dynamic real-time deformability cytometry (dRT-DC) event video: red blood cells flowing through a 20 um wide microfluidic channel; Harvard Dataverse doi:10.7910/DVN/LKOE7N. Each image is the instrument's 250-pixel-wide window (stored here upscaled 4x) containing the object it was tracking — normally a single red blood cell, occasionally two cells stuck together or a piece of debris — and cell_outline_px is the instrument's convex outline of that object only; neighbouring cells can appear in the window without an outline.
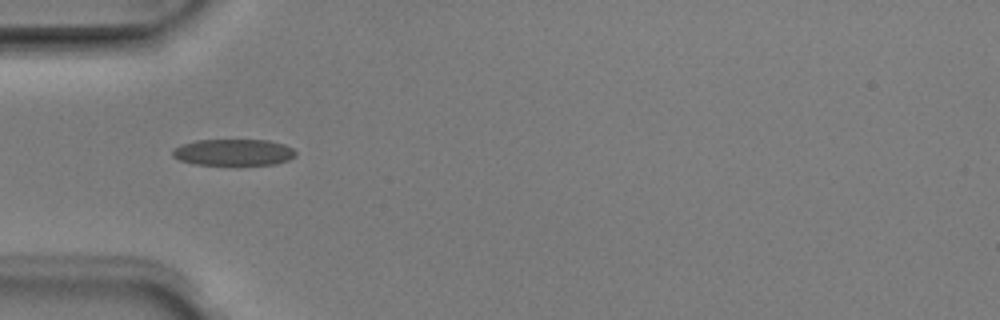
{"species": "Egyptian fruit bat (a non-hibernating species)", "species_latin": "Rousettus aegyptiacus", "temperature_condition": "room temperature", "stored_images_in_passage": 5, "camera_frame_rate_fps": 3000, "um_per_image_px": 0.085, "animal": {"sex": "male"}, "frame": {"image": 1, "passage_image": 4, "time_ms": 1.0, "image_size_px": [1000, 320], "cell_outline_px": [[296, 156], [288, 160], [272, 164], [196, 164], [180, 160], [172, 156], [172, 148], [180, 144], [196, 140], [268, 140], [284, 144], [292, 148], [296, 152]], "centroid_in_image_um": [19.82, 12.93], "position_along_channel_um": 65.2, "area_um2": 18.9}}
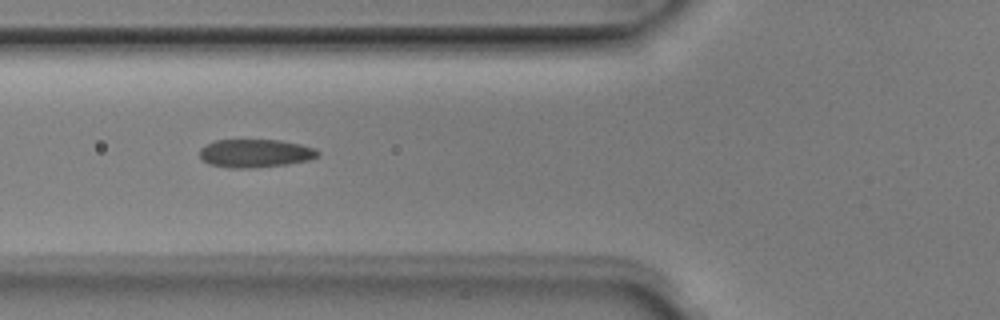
{"frame": {"image": 2, "passage_image": 5, "time_ms": 1.333, "image_size_px": [1000, 320], "cell_outline_px": [[320, 156], [308, 160], [288, 164], [252, 168], [228, 168], [208, 164], [200, 156], [200, 148], [204, 144], [216, 140], [280, 140], [300, 144], [316, 148], [320, 152]], "centroid_in_image_um": [21.7, 13.03], "position_along_channel_um": 104.1, "area_um2": 19.65}}